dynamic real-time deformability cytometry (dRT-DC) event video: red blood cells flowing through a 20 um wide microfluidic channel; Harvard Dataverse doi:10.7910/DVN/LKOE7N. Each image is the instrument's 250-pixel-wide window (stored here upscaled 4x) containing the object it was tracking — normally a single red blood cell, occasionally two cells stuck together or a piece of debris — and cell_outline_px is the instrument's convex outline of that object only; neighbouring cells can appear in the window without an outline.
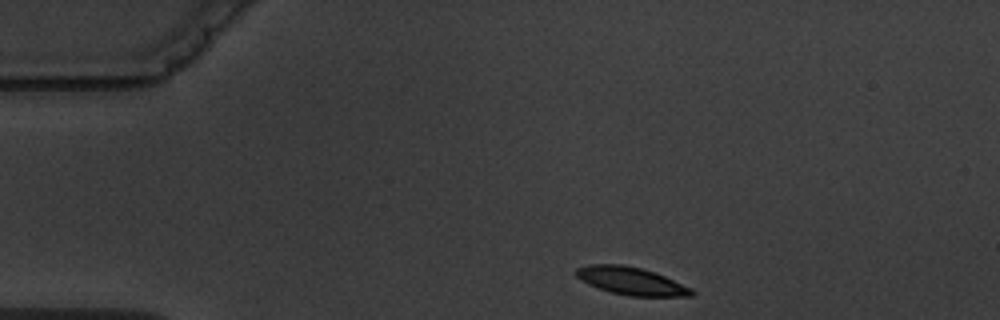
{"species": "common noctule bat (a hibernating species)", "species_latin": "Nyctalus noctula", "temperature_condition": "warm", "stored_images_in_passage": 4, "camera_frame_rate_fps": 3000, "um_per_image_px": 0.085, "animal": {"sex": "male", "body_mass_g": 19.5, "forearm_length_mm": 54.6}, "frame": {"image": 1, "passage_image": 1, "time_ms": 0.0, "image_size_px": [1000, 320], "cell_outline_px": [[696, 292], [692, 296], [628, 296], [612, 292], [588, 284], [580, 280], [576, 276], [576, 268], [588, 264], [620, 264], [640, 268], [664, 276], [692, 288]], "centroid_in_image_um": [53.64, 23.88], "position_along_channel_um": 31.4, "area_um2": 18.5}}
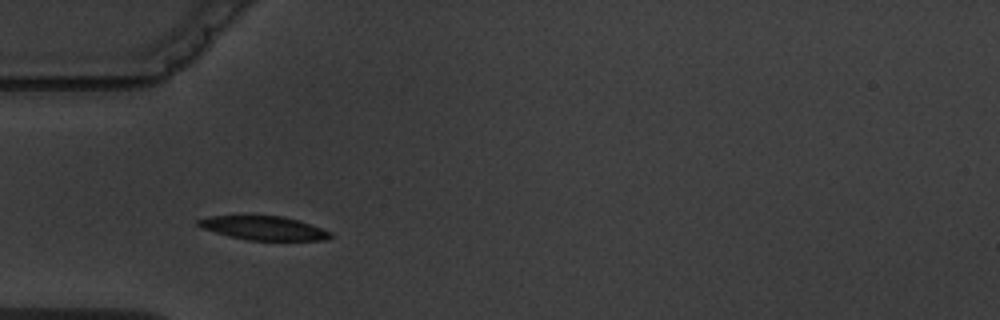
{"frame": {"image": 2, "passage_image": 3, "time_ms": 2.333, "image_size_px": [1000, 320], "cell_outline_px": [[332, 236], [328, 240], [248, 240], [228, 236], [200, 228], [196, 224], [196, 220], [208, 216], [284, 216], [332, 232]], "centroid_in_image_um": [22.36, 19.39], "position_along_channel_um": 62.6, "area_um2": 18.26}}
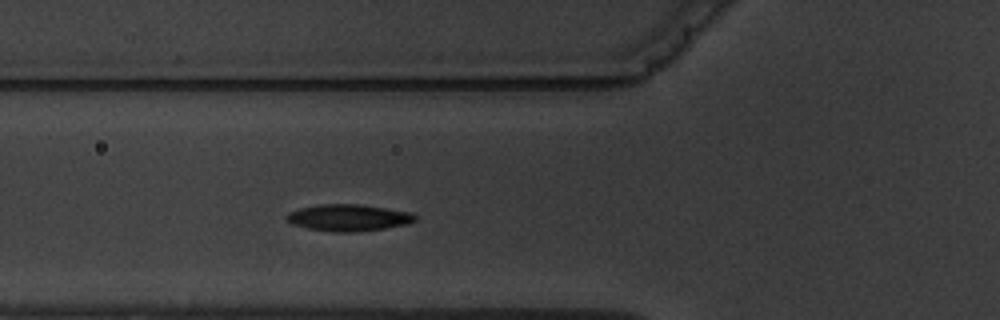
{"frame": {"image": 3, "passage_image": 4, "time_ms": 3.333, "image_size_px": [1000, 320], "cell_outline_px": [[416, 220], [408, 224], [384, 228], [356, 232], [332, 232], [308, 228], [284, 220], [284, 216], [288, 212], [300, 208], [320, 204], [360, 204], [408, 212], [416, 216]], "centroid_in_image_um": [29.58, 18.5], "position_along_channel_um": 96.2, "area_um2": 19.88}}